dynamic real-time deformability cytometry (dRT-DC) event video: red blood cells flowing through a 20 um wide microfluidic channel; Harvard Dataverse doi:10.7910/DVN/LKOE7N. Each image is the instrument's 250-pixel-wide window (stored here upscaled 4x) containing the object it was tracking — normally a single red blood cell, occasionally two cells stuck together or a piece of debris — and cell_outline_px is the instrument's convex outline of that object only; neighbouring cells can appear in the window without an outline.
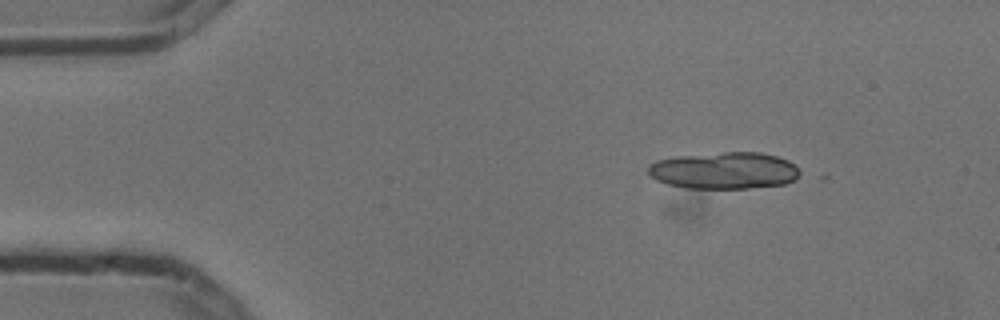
{"species": "common noctule bat (a hibernating species)", "species_latin": "Nyctalus noctula", "temperature_condition": "cold", "stored_images_in_passage": 6, "segment_of_instrument_passage": [1, 2], "camera_frame_rate_fps": 3000, "um_per_image_px": 0.085, "animal": {"sex": "male", "body_mass_g": 13.3}, "frame": {"image": 1, "passage_image": 1, "time_ms": 0.0, "image_size_px": [1000, 320], "cell_outline_px": [[804, 176], [796, 180], [784, 184], [748, 188], [688, 188], [668, 184], [656, 180], [648, 172], [648, 164], [656, 160], [676, 156], [724, 152], [760, 152], [776, 156], [788, 160], [796, 164]], "centroid_in_image_um": [61.62, 14.49], "position_along_channel_um": 23.4, "area_um2": 32.95}}